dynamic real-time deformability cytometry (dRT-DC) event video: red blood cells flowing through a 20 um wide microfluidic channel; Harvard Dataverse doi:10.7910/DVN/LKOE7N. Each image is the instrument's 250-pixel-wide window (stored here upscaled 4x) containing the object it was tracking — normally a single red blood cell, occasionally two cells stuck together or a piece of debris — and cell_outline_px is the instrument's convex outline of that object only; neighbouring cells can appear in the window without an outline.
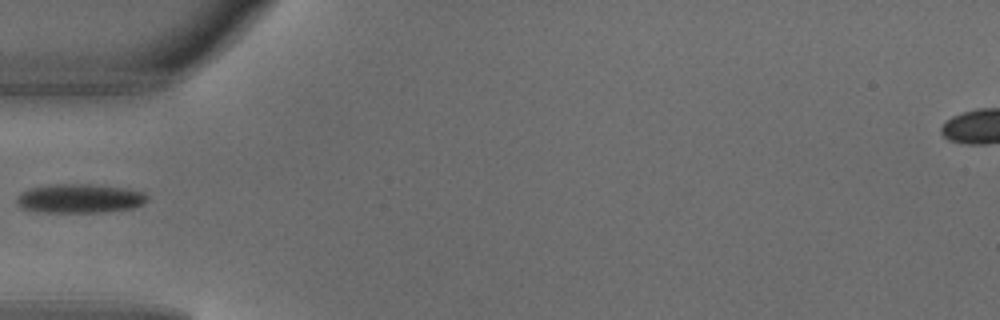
{"species": "common noctule bat (a hibernating species)", "species_latin": "Nyctalus noctula", "temperature_condition": "warm", "stored_images_in_passage": 1, "camera_frame_rate_fps": 3000, "um_per_image_px": 0.085, "animal": {"sex": "male", "body_mass_g": 18.8}, "frame": {"image": 1, "passage_image": 1, "time_ms": 0.0, "image_size_px": [1000, 320], "cell_outline_px": [[148, 200], [144, 204], [132, 208], [108, 212], [44, 212], [20, 208], [16, 204], [16, 196], [20, 192], [28, 188], [56, 184], [96, 184], [128, 188], [144, 192], [148, 196]], "centroid_in_image_um": [6.79, 16.86], "position_along_channel_um": 78.2, "area_um2": 22.54}}